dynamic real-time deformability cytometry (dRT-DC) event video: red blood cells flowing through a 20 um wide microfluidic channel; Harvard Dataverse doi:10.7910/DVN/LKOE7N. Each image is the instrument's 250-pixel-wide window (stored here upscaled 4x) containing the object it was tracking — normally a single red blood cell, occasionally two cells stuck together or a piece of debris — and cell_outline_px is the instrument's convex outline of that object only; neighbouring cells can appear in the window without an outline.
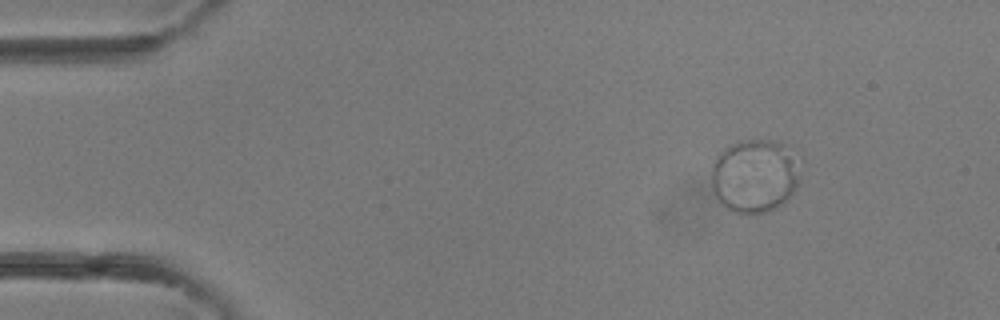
{"species": "common noctule bat (a hibernating species)", "species_latin": "Nyctalus noctula", "temperature_condition": "room temperature", "stored_images_in_passage": 40, "camera_frame_rate_fps": 3000, "um_per_image_px": 0.085, "animal": {"sex": "female"}, "frame": {"image": 1, "passage_image": 6, "time_ms": 1.667, "image_size_px": [1000, 320], "cell_outline_px": [[800, 180], [796, 188], [776, 208], [768, 212], [748, 216], [736, 212], [728, 208], [716, 196], [712, 188], [712, 168], [716, 156], [724, 148], [740, 140], [772, 140], [780, 144], [788, 156], [800, 176]], "centroid_in_image_um": [64.06, 15.0], "position_along_channel_um": 20.9, "area_um2": 36.99}}
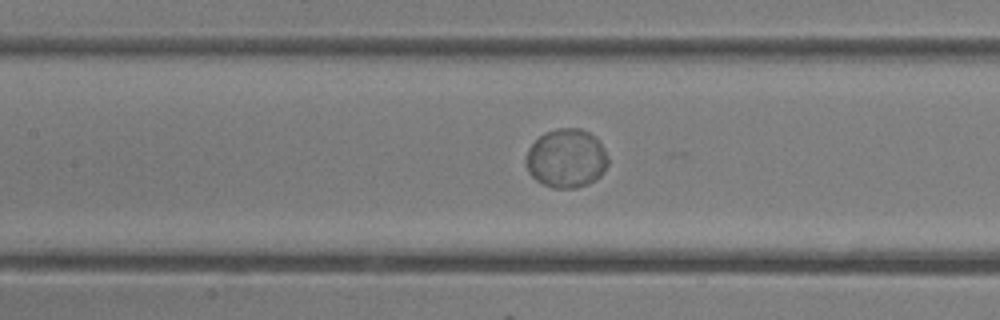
{"frame": {"image": 2, "passage_image": 19, "time_ms": 6.0, "image_size_px": [1000, 320], "cell_outline_px": [[608, 164], [604, 172], [596, 180], [588, 184], [576, 188], [552, 188], [536, 180], [528, 172], [524, 164], [524, 156], [528, 148], [544, 132], [556, 128], [580, 128], [596, 136], [600, 140], [604, 148], [608, 160]], "centroid_in_image_um": [48.13, 13.46], "position_along_channel_um": 159.3, "area_um2": 28.67}}
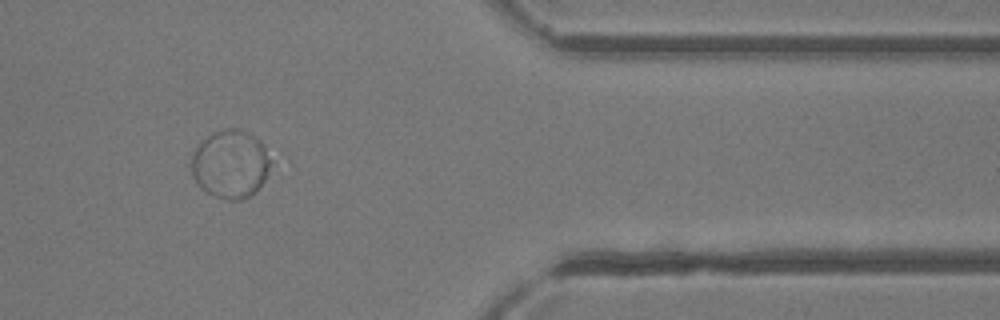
{"frame": {"image": 3, "passage_image": 34, "time_ms": 11.0, "image_size_px": [1000, 320], "cell_outline_px": [[272, 152], [268, 168], [264, 180], [248, 196], [240, 200], [224, 200], [208, 192], [192, 176], [192, 156], [196, 148], [212, 132], [224, 128], [240, 128], [260, 140]], "centroid_in_image_um": [19.61, 13.9], "position_along_channel_um": 391.8, "area_um2": 31.21}}